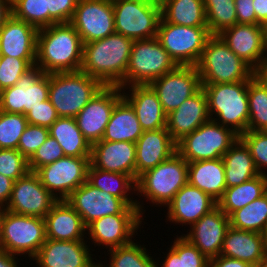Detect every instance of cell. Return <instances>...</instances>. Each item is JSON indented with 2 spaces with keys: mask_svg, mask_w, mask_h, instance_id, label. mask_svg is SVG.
<instances>
[{
  "mask_svg": "<svg viewBox=\"0 0 267 267\" xmlns=\"http://www.w3.org/2000/svg\"><path fill=\"white\" fill-rule=\"evenodd\" d=\"M161 17L168 23L207 27L203 0H160Z\"/></svg>",
  "mask_w": 267,
  "mask_h": 267,
  "instance_id": "cell-36",
  "label": "cell"
},
{
  "mask_svg": "<svg viewBox=\"0 0 267 267\" xmlns=\"http://www.w3.org/2000/svg\"><path fill=\"white\" fill-rule=\"evenodd\" d=\"M90 158L64 156L39 168L42 185L58 200H65L75 189L87 181ZM59 195V196H58Z\"/></svg>",
  "mask_w": 267,
  "mask_h": 267,
  "instance_id": "cell-14",
  "label": "cell"
},
{
  "mask_svg": "<svg viewBox=\"0 0 267 267\" xmlns=\"http://www.w3.org/2000/svg\"><path fill=\"white\" fill-rule=\"evenodd\" d=\"M203 3L211 35H219L237 24L235 0H203Z\"/></svg>",
  "mask_w": 267,
  "mask_h": 267,
  "instance_id": "cell-39",
  "label": "cell"
},
{
  "mask_svg": "<svg viewBox=\"0 0 267 267\" xmlns=\"http://www.w3.org/2000/svg\"><path fill=\"white\" fill-rule=\"evenodd\" d=\"M87 181L92 186L120 198L127 206H137L143 216L144 206L128 196L131 191H136V181L130 175L104 171L90 164L87 170Z\"/></svg>",
  "mask_w": 267,
  "mask_h": 267,
  "instance_id": "cell-33",
  "label": "cell"
},
{
  "mask_svg": "<svg viewBox=\"0 0 267 267\" xmlns=\"http://www.w3.org/2000/svg\"><path fill=\"white\" fill-rule=\"evenodd\" d=\"M188 183L218 202L226 189L223 159L188 162Z\"/></svg>",
  "mask_w": 267,
  "mask_h": 267,
  "instance_id": "cell-31",
  "label": "cell"
},
{
  "mask_svg": "<svg viewBox=\"0 0 267 267\" xmlns=\"http://www.w3.org/2000/svg\"><path fill=\"white\" fill-rule=\"evenodd\" d=\"M46 239L44 218L16 214L4 209L0 250L19 256L28 254L32 259Z\"/></svg>",
  "mask_w": 267,
  "mask_h": 267,
  "instance_id": "cell-7",
  "label": "cell"
},
{
  "mask_svg": "<svg viewBox=\"0 0 267 267\" xmlns=\"http://www.w3.org/2000/svg\"><path fill=\"white\" fill-rule=\"evenodd\" d=\"M149 85L156 92L166 114L177 109L202 87L197 67L180 65Z\"/></svg>",
  "mask_w": 267,
  "mask_h": 267,
  "instance_id": "cell-18",
  "label": "cell"
},
{
  "mask_svg": "<svg viewBox=\"0 0 267 267\" xmlns=\"http://www.w3.org/2000/svg\"><path fill=\"white\" fill-rule=\"evenodd\" d=\"M239 139L232 129L210 119L177 142V152L187 161L222 158Z\"/></svg>",
  "mask_w": 267,
  "mask_h": 267,
  "instance_id": "cell-10",
  "label": "cell"
},
{
  "mask_svg": "<svg viewBox=\"0 0 267 267\" xmlns=\"http://www.w3.org/2000/svg\"><path fill=\"white\" fill-rule=\"evenodd\" d=\"M12 15L38 30L49 26L47 0H11Z\"/></svg>",
  "mask_w": 267,
  "mask_h": 267,
  "instance_id": "cell-42",
  "label": "cell"
},
{
  "mask_svg": "<svg viewBox=\"0 0 267 267\" xmlns=\"http://www.w3.org/2000/svg\"><path fill=\"white\" fill-rule=\"evenodd\" d=\"M177 152V142L167 128L143 131L136 141V181L144 172L171 158Z\"/></svg>",
  "mask_w": 267,
  "mask_h": 267,
  "instance_id": "cell-26",
  "label": "cell"
},
{
  "mask_svg": "<svg viewBox=\"0 0 267 267\" xmlns=\"http://www.w3.org/2000/svg\"><path fill=\"white\" fill-rule=\"evenodd\" d=\"M104 87L83 71L49 74V100L59 117H73Z\"/></svg>",
  "mask_w": 267,
  "mask_h": 267,
  "instance_id": "cell-5",
  "label": "cell"
},
{
  "mask_svg": "<svg viewBox=\"0 0 267 267\" xmlns=\"http://www.w3.org/2000/svg\"><path fill=\"white\" fill-rule=\"evenodd\" d=\"M29 171L28 160L17 149H0V174L16 181Z\"/></svg>",
  "mask_w": 267,
  "mask_h": 267,
  "instance_id": "cell-46",
  "label": "cell"
},
{
  "mask_svg": "<svg viewBox=\"0 0 267 267\" xmlns=\"http://www.w3.org/2000/svg\"><path fill=\"white\" fill-rule=\"evenodd\" d=\"M70 23L83 44L115 33L112 0H79Z\"/></svg>",
  "mask_w": 267,
  "mask_h": 267,
  "instance_id": "cell-15",
  "label": "cell"
},
{
  "mask_svg": "<svg viewBox=\"0 0 267 267\" xmlns=\"http://www.w3.org/2000/svg\"><path fill=\"white\" fill-rule=\"evenodd\" d=\"M16 255L0 250V267H19Z\"/></svg>",
  "mask_w": 267,
  "mask_h": 267,
  "instance_id": "cell-56",
  "label": "cell"
},
{
  "mask_svg": "<svg viewBox=\"0 0 267 267\" xmlns=\"http://www.w3.org/2000/svg\"><path fill=\"white\" fill-rule=\"evenodd\" d=\"M90 164L104 171L130 175L136 181V143L98 141L91 145Z\"/></svg>",
  "mask_w": 267,
  "mask_h": 267,
  "instance_id": "cell-23",
  "label": "cell"
},
{
  "mask_svg": "<svg viewBox=\"0 0 267 267\" xmlns=\"http://www.w3.org/2000/svg\"><path fill=\"white\" fill-rule=\"evenodd\" d=\"M59 118L49 98L26 114L28 124L49 128Z\"/></svg>",
  "mask_w": 267,
  "mask_h": 267,
  "instance_id": "cell-51",
  "label": "cell"
},
{
  "mask_svg": "<svg viewBox=\"0 0 267 267\" xmlns=\"http://www.w3.org/2000/svg\"><path fill=\"white\" fill-rule=\"evenodd\" d=\"M13 185V179L0 174V208H6L11 198Z\"/></svg>",
  "mask_w": 267,
  "mask_h": 267,
  "instance_id": "cell-53",
  "label": "cell"
},
{
  "mask_svg": "<svg viewBox=\"0 0 267 267\" xmlns=\"http://www.w3.org/2000/svg\"><path fill=\"white\" fill-rule=\"evenodd\" d=\"M87 227L93 221L112 214H140L137 206H127L120 198L92 186L81 184L66 199Z\"/></svg>",
  "mask_w": 267,
  "mask_h": 267,
  "instance_id": "cell-13",
  "label": "cell"
},
{
  "mask_svg": "<svg viewBox=\"0 0 267 267\" xmlns=\"http://www.w3.org/2000/svg\"><path fill=\"white\" fill-rule=\"evenodd\" d=\"M248 130L267 131V88L254 77L248 84Z\"/></svg>",
  "mask_w": 267,
  "mask_h": 267,
  "instance_id": "cell-41",
  "label": "cell"
},
{
  "mask_svg": "<svg viewBox=\"0 0 267 267\" xmlns=\"http://www.w3.org/2000/svg\"><path fill=\"white\" fill-rule=\"evenodd\" d=\"M115 33L133 40L157 37L160 0H112Z\"/></svg>",
  "mask_w": 267,
  "mask_h": 267,
  "instance_id": "cell-9",
  "label": "cell"
},
{
  "mask_svg": "<svg viewBox=\"0 0 267 267\" xmlns=\"http://www.w3.org/2000/svg\"><path fill=\"white\" fill-rule=\"evenodd\" d=\"M85 240H51L41 246L32 258L38 267H98Z\"/></svg>",
  "mask_w": 267,
  "mask_h": 267,
  "instance_id": "cell-21",
  "label": "cell"
},
{
  "mask_svg": "<svg viewBox=\"0 0 267 267\" xmlns=\"http://www.w3.org/2000/svg\"><path fill=\"white\" fill-rule=\"evenodd\" d=\"M49 98V74L33 66L16 85L0 91V110L26 115L31 109Z\"/></svg>",
  "mask_w": 267,
  "mask_h": 267,
  "instance_id": "cell-12",
  "label": "cell"
},
{
  "mask_svg": "<svg viewBox=\"0 0 267 267\" xmlns=\"http://www.w3.org/2000/svg\"><path fill=\"white\" fill-rule=\"evenodd\" d=\"M49 137V128L28 124L20 137L17 150L29 160Z\"/></svg>",
  "mask_w": 267,
  "mask_h": 267,
  "instance_id": "cell-48",
  "label": "cell"
},
{
  "mask_svg": "<svg viewBox=\"0 0 267 267\" xmlns=\"http://www.w3.org/2000/svg\"><path fill=\"white\" fill-rule=\"evenodd\" d=\"M119 86H104L75 117L90 145L101 141L116 103L123 97Z\"/></svg>",
  "mask_w": 267,
  "mask_h": 267,
  "instance_id": "cell-17",
  "label": "cell"
},
{
  "mask_svg": "<svg viewBox=\"0 0 267 267\" xmlns=\"http://www.w3.org/2000/svg\"><path fill=\"white\" fill-rule=\"evenodd\" d=\"M253 7L256 14V25L267 28V0H253Z\"/></svg>",
  "mask_w": 267,
  "mask_h": 267,
  "instance_id": "cell-55",
  "label": "cell"
},
{
  "mask_svg": "<svg viewBox=\"0 0 267 267\" xmlns=\"http://www.w3.org/2000/svg\"><path fill=\"white\" fill-rule=\"evenodd\" d=\"M162 263L163 264L160 265L161 267H182L181 259L171 248H169V252L166 255V258L165 260H163Z\"/></svg>",
  "mask_w": 267,
  "mask_h": 267,
  "instance_id": "cell-58",
  "label": "cell"
},
{
  "mask_svg": "<svg viewBox=\"0 0 267 267\" xmlns=\"http://www.w3.org/2000/svg\"><path fill=\"white\" fill-rule=\"evenodd\" d=\"M64 151L55 138L49 137L36 150L33 156L28 160L30 171L36 172L42 166L53 163L59 158L64 157Z\"/></svg>",
  "mask_w": 267,
  "mask_h": 267,
  "instance_id": "cell-49",
  "label": "cell"
},
{
  "mask_svg": "<svg viewBox=\"0 0 267 267\" xmlns=\"http://www.w3.org/2000/svg\"><path fill=\"white\" fill-rule=\"evenodd\" d=\"M239 138L248 147L259 173L267 176V131L247 130Z\"/></svg>",
  "mask_w": 267,
  "mask_h": 267,
  "instance_id": "cell-45",
  "label": "cell"
},
{
  "mask_svg": "<svg viewBox=\"0 0 267 267\" xmlns=\"http://www.w3.org/2000/svg\"><path fill=\"white\" fill-rule=\"evenodd\" d=\"M264 237H265V240H266V243H267V227H266V230L265 232L263 233Z\"/></svg>",
  "mask_w": 267,
  "mask_h": 267,
  "instance_id": "cell-62",
  "label": "cell"
},
{
  "mask_svg": "<svg viewBox=\"0 0 267 267\" xmlns=\"http://www.w3.org/2000/svg\"><path fill=\"white\" fill-rule=\"evenodd\" d=\"M219 36L254 71L267 58V28L256 24H235Z\"/></svg>",
  "mask_w": 267,
  "mask_h": 267,
  "instance_id": "cell-19",
  "label": "cell"
},
{
  "mask_svg": "<svg viewBox=\"0 0 267 267\" xmlns=\"http://www.w3.org/2000/svg\"><path fill=\"white\" fill-rule=\"evenodd\" d=\"M79 0H47L49 26L55 23H67L73 18Z\"/></svg>",
  "mask_w": 267,
  "mask_h": 267,
  "instance_id": "cell-50",
  "label": "cell"
},
{
  "mask_svg": "<svg viewBox=\"0 0 267 267\" xmlns=\"http://www.w3.org/2000/svg\"><path fill=\"white\" fill-rule=\"evenodd\" d=\"M230 219L218 206L203 215L183 234L209 260L220 255Z\"/></svg>",
  "mask_w": 267,
  "mask_h": 267,
  "instance_id": "cell-22",
  "label": "cell"
},
{
  "mask_svg": "<svg viewBox=\"0 0 267 267\" xmlns=\"http://www.w3.org/2000/svg\"><path fill=\"white\" fill-rule=\"evenodd\" d=\"M46 238L51 240H84L86 226L82 217L67 203L58 200L44 217Z\"/></svg>",
  "mask_w": 267,
  "mask_h": 267,
  "instance_id": "cell-30",
  "label": "cell"
},
{
  "mask_svg": "<svg viewBox=\"0 0 267 267\" xmlns=\"http://www.w3.org/2000/svg\"><path fill=\"white\" fill-rule=\"evenodd\" d=\"M144 218L141 214H112L90 223L86 227L92 243L114 249L132 242ZM137 230V231H136Z\"/></svg>",
  "mask_w": 267,
  "mask_h": 267,
  "instance_id": "cell-20",
  "label": "cell"
},
{
  "mask_svg": "<svg viewBox=\"0 0 267 267\" xmlns=\"http://www.w3.org/2000/svg\"><path fill=\"white\" fill-rule=\"evenodd\" d=\"M207 27H190L159 21L157 38L170 57L180 66H196L207 39Z\"/></svg>",
  "mask_w": 267,
  "mask_h": 267,
  "instance_id": "cell-11",
  "label": "cell"
},
{
  "mask_svg": "<svg viewBox=\"0 0 267 267\" xmlns=\"http://www.w3.org/2000/svg\"><path fill=\"white\" fill-rule=\"evenodd\" d=\"M201 84L251 81L254 70L219 35H211L196 65Z\"/></svg>",
  "mask_w": 267,
  "mask_h": 267,
  "instance_id": "cell-4",
  "label": "cell"
},
{
  "mask_svg": "<svg viewBox=\"0 0 267 267\" xmlns=\"http://www.w3.org/2000/svg\"><path fill=\"white\" fill-rule=\"evenodd\" d=\"M133 39L113 33L106 38L83 44L81 71L104 86L125 87Z\"/></svg>",
  "mask_w": 267,
  "mask_h": 267,
  "instance_id": "cell-2",
  "label": "cell"
},
{
  "mask_svg": "<svg viewBox=\"0 0 267 267\" xmlns=\"http://www.w3.org/2000/svg\"><path fill=\"white\" fill-rule=\"evenodd\" d=\"M49 135L56 139L65 156L90 158L91 145L84 138L73 117H59L50 127Z\"/></svg>",
  "mask_w": 267,
  "mask_h": 267,
  "instance_id": "cell-35",
  "label": "cell"
},
{
  "mask_svg": "<svg viewBox=\"0 0 267 267\" xmlns=\"http://www.w3.org/2000/svg\"><path fill=\"white\" fill-rule=\"evenodd\" d=\"M36 59L0 56V91L16 85L20 77L35 66Z\"/></svg>",
  "mask_w": 267,
  "mask_h": 267,
  "instance_id": "cell-44",
  "label": "cell"
},
{
  "mask_svg": "<svg viewBox=\"0 0 267 267\" xmlns=\"http://www.w3.org/2000/svg\"><path fill=\"white\" fill-rule=\"evenodd\" d=\"M209 267H254L248 262L228 258L222 255L209 260Z\"/></svg>",
  "mask_w": 267,
  "mask_h": 267,
  "instance_id": "cell-54",
  "label": "cell"
},
{
  "mask_svg": "<svg viewBox=\"0 0 267 267\" xmlns=\"http://www.w3.org/2000/svg\"><path fill=\"white\" fill-rule=\"evenodd\" d=\"M38 29L11 15L0 28V56L36 59Z\"/></svg>",
  "mask_w": 267,
  "mask_h": 267,
  "instance_id": "cell-27",
  "label": "cell"
},
{
  "mask_svg": "<svg viewBox=\"0 0 267 267\" xmlns=\"http://www.w3.org/2000/svg\"><path fill=\"white\" fill-rule=\"evenodd\" d=\"M225 167L226 188L238 186L258 175L248 147L239 138L222 156Z\"/></svg>",
  "mask_w": 267,
  "mask_h": 267,
  "instance_id": "cell-34",
  "label": "cell"
},
{
  "mask_svg": "<svg viewBox=\"0 0 267 267\" xmlns=\"http://www.w3.org/2000/svg\"><path fill=\"white\" fill-rule=\"evenodd\" d=\"M127 87L131 92L125 93L123 89V98L132 106L142 129L152 131L166 128L167 114L152 87L149 84Z\"/></svg>",
  "mask_w": 267,
  "mask_h": 267,
  "instance_id": "cell-29",
  "label": "cell"
},
{
  "mask_svg": "<svg viewBox=\"0 0 267 267\" xmlns=\"http://www.w3.org/2000/svg\"><path fill=\"white\" fill-rule=\"evenodd\" d=\"M266 192L267 176L260 174L238 186L226 188L217 206L230 217L236 210L243 208Z\"/></svg>",
  "mask_w": 267,
  "mask_h": 267,
  "instance_id": "cell-37",
  "label": "cell"
},
{
  "mask_svg": "<svg viewBox=\"0 0 267 267\" xmlns=\"http://www.w3.org/2000/svg\"><path fill=\"white\" fill-rule=\"evenodd\" d=\"M11 15V0H0V28Z\"/></svg>",
  "mask_w": 267,
  "mask_h": 267,
  "instance_id": "cell-57",
  "label": "cell"
},
{
  "mask_svg": "<svg viewBox=\"0 0 267 267\" xmlns=\"http://www.w3.org/2000/svg\"><path fill=\"white\" fill-rule=\"evenodd\" d=\"M230 226L263 234L267 227V192L230 217Z\"/></svg>",
  "mask_w": 267,
  "mask_h": 267,
  "instance_id": "cell-38",
  "label": "cell"
},
{
  "mask_svg": "<svg viewBox=\"0 0 267 267\" xmlns=\"http://www.w3.org/2000/svg\"><path fill=\"white\" fill-rule=\"evenodd\" d=\"M187 183L188 162L176 152L171 158L141 174L136 181V192L157 207L167 206Z\"/></svg>",
  "mask_w": 267,
  "mask_h": 267,
  "instance_id": "cell-6",
  "label": "cell"
},
{
  "mask_svg": "<svg viewBox=\"0 0 267 267\" xmlns=\"http://www.w3.org/2000/svg\"><path fill=\"white\" fill-rule=\"evenodd\" d=\"M249 82L201 84L207 96L210 119L232 129L239 136L248 130Z\"/></svg>",
  "mask_w": 267,
  "mask_h": 267,
  "instance_id": "cell-3",
  "label": "cell"
},
{
  "mask_svg": "<svg viewBox=\"0 0 267 267\" xmlns=\"http://www.w3.org/2000/svg\"><path fill=\"white\" fill-rule=\"evenodd\" d=\"M82 60L83 42L70 22L38 30L35 66L44 73L79 71Z\"/></svg>",
  "mask_w": 267,
  "mask_h": 267,
  "instance_id": "cell-1",
  "label": "cell"
},
{
  "mask_svg": "<svg viewBox=\"0 0 267 267\" xmlns=\"http://www.w3.org/2000/svg\"><path fill=\"white\" fill-rule=\"evenodd\" d=\"M209 120L207 96L201 87L177 109L167 114L166 128L170 136L178 142Z\"/></svg>",
  "mask_w": 267,
  "mask_h": 267,
  "instance_id": "cell-25",
  "label": "cell"
},
{
  "mask_svg": "<svg viewBox=\"0 0 267 267\" xmlns=\"http://www.w3.org/2000/svg\"><path fill=\"white\" fill-rule=\"evenodd\" d=\"M178 65L162 47L158 38L134 40L125 75V87L147 85Z\"/></svg>",
  "mask_w": 267,
  "mask_h": 267,
  "instance_id": "cell-8",
  "label": "cell"
},
{
  "mask_svg": "<svg viewBox=\"0 0 267 267\" xmlns=\"http://www.w3.org/2000/svg\"><path fill=\"white\" fill-rule=\"evenodd\" d=\"M217 206V202L208 194L189 183L184 185L173 197L168 207V221L175 224L190 225Z\"/></svg>",
  "mask_w": 267,
  "mask_h": 267,
  "instance_id": "cell-24",
  "label": "cell"
},
{
  "mask_svg": "<svg viewBox=\"0 0 267 267\" xmlns=\"http://www.w3.org/2000/svg\"><path fill=\"white\" fill-rule=\"evenodd\" d=\"M143 131L132 106L122 97L114 107L102 141L136 143Z\"/></svg>",
  "mask_w": 267,
  "mask_h": 267,
  "instance_id": "cell-32",
  "label": "cell"
},
{
  "mask_svg": "<svg viewBox=\"0 0 267 267\" xmlns=\"http://www.w3.org/2000/svg\"><path fill=\"white\" fill-rule=\"evenodd\" d=\"M266 250L267 243L263 234L229 226L220 255L262 267Z\"/></svg>",
  "mask_w": 267,
  "mask_h": 267,
  "instance_id": "cell-28",
  "label": "cell"
},
{
  "mask_svg": "<svg viewBox=\"0 0 267 267\" xmlns=\"http://www.w3.org/2000/svg\"><path fill=\"white\" fill-rule=\"evenodd\" d=\"M110 253V265L99 263L98 267H158L153 257L149 256L145 246L134 243V240L127 245L108 250ZM109 265V266H108Z\"/></svg>",
  "mask_w": 267,
  "mask_h": 267,
  "instance_id": "cell-40",
  "label": "cell"
},
{
  "mask_svg": "<svg viewBox=\"0 0 267 267\" xmlns=\"http://www.w3.org/2000/svg\"><path fill=\"white\" fill-rule=\"evenodd\" d=\"M27 125L26 115L0 110V149H17Z\"/></svg>",
  "mask_w": 267,
  "mask_h": 267,
  "instance_id": "cell-43",
  "label": "cell"
},
{
  "mask_svg": "<svg viewBox=\"0 0 267 267\" xmlns=\"http://www.w3.org/2000/svg\"><path fill=\"white\" fill-rule=\"evenodd\" d=\"M235 10L238 24H256L253 0H235Z\"/></svg>",
  "mask_w": 267,
  "mask_h": 267,
  "instance_id": "cell-52",
  "label": "cell"
},
{
  "mask_svg": "<svg viewBox=\"0 0 267 267\" xmlns=\"http://www.w3.org/2000/svg\"><path fill=\"white\" fill-rule=\"evenodd\" d=\"M3 213H4V209L0 208V237H1V220H2V217H3Z\"/></svg>",
  "mask_w": 267,
  "mask_h": 267,
  "instance_id": "cell-60",
  "label": "cell"
},
{
  "mask_svg": "<svg viewBox=\"0 0 267 267\" xmlns=\"http://www.w3.org/2000/svg\"><path fill=\"white\" fill-rule=\"evenodd\" d=\"M58 201L41 183L36 172L29 171L14 181L6 210L16 214L44 218Z\"/></svg>",
  "mask_w": 267,
  "mask_h": 267,
  "instance_id": "cell-16",
  "label": "cell"
},
{
  "mask_svg": "<svg viewBox=\"0 0 267 267\" xmlns=\"http://www.w3.org/2000/svg\"><path fill=\"white\" fill-rule=\"evenodd\" d=\"M262 267H267V250H266V255H265V261Z\"/></svg>",
  "mask_w": 267,
  "mask_h": 267,
  "instance_id": "cell-61",
  "label": "cell"
},
{
  "mask_svg": "<svg viewBox=\"0 0 267 267\" xmlns=\"http://www.w3.org/2000/svg\"><path fill=\"white\" fill-rule=\"evenodd\" d=\"M170 248L181 259L182 267H209V259L183 235L177 236Z\"/></svg>",
  "mask_w": 267,
  "mask_h": 267,
  "instance_id": "cell-47",
  "label": "cell"
},
{
  "mask_svg": "<svg viewBox=\"0 0 267 267\" xmlns=\"http://www.w3.org/2000/svg\"><path fill=\"white\" fill-rule=\"evenodd\" d=\"M254 76L267 88V58L254 71Z\"/></svg>",
  "mask_w": 267,
  "mask_h": 267,
  "instance_id": "cell-59",
  "label": "cell"
}]
</instances>
